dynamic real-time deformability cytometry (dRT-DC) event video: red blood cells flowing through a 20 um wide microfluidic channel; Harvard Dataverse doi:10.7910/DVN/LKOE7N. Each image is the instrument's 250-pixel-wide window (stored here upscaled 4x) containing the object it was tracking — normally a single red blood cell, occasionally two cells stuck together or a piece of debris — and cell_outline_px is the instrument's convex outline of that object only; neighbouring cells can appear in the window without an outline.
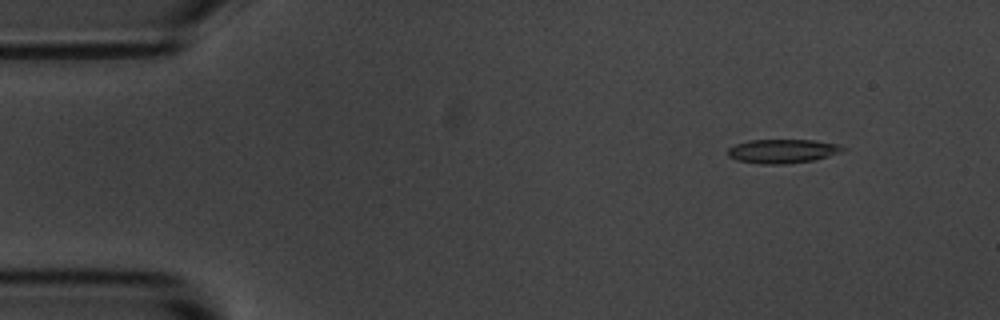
{"species": "common noctule bat (a hibernating species)", "species_latin": "Nyctalus noctula", "temperature_condition": "room temperature", "stored_images_in_passage": 54, "camera_frame_rate_fps": 3000, "um_per_image_px": 0.085, "animal": {"sex": "male", "body_mass_g": 20.1, "forearm_length_mm": 53.5}, "frame": {"image": 1, "passage_image": 6, "time_ms": 1.667, "image_size_px": [1000, 320], "cell_outline_px": [[844, 148], [840, 152], [816, 160], [784, 164], [760, 164], [736, 160], [728, 156], [728, 148], [736, 144], [748, 140], [812, 140], [840, 144]], "centroid_in_image_um": [66.49, 12.85], "position_along_channel_um": 18.5, "area_um2": 16.07}}
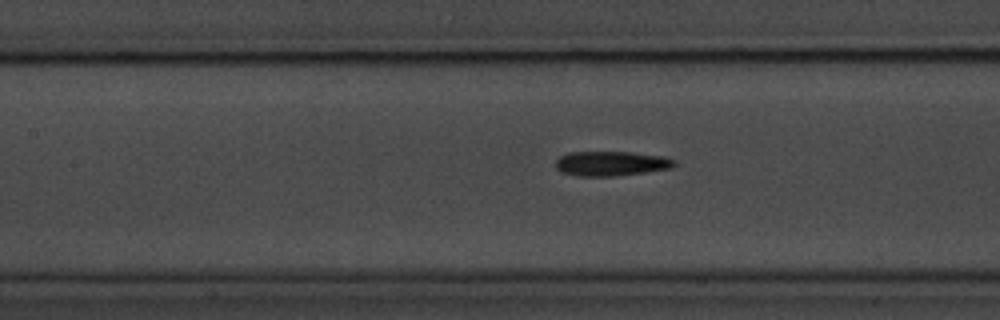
{"frame": {"image": 2, "passage_image": 24, "time_ms": 7.667, "image_size_px": [1000, 320], "cell_outline_px": [[676, 164], [672, 168], [644, 172], [612, 176], [580, 176], [560, 172], [556, 168], [556, 160], [560, 156], [568, 152], [632, 152], [664, 156], [676, 160]], "centroid_in_image_um": [51.95, 13.89], "position_along_channel_um": 155.5, "area_um2": 17.11}}
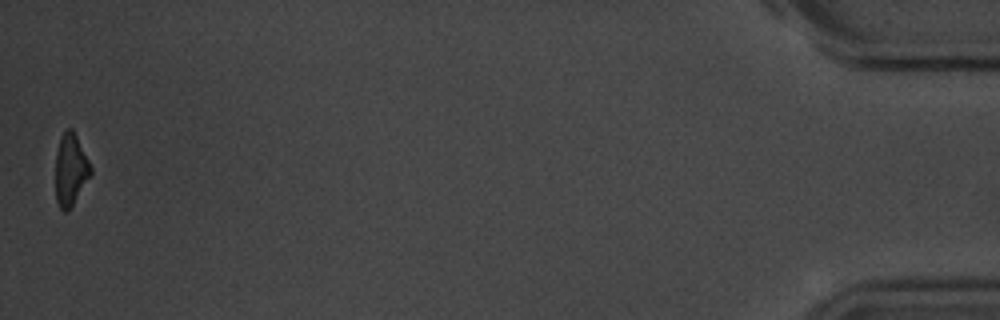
{"frame": {"image": 3, "passage_image": 54, "time_ms": 17.667, "image_size_px": [1000, 320], "cell_outline_px": [[92, 172], [68, 212], [64, 212], [60, 208], [56, 200], [56, 152], [60, 140], [64, 132], [68, 128], [72, 128], [92, 168]], "centroid_in_image_um": [5.99, 14.45], "position_along_channel_um": 429.2, "area_um2": 14.39}, "authors_computed_cell_mechanics": {"area_um2": 16.5308, "velocity_mm_per_s": 3.69, "shape_relaxation_time_tau1_ms": 3.3995, "shape_relaxation_time_tau2_ms": 2.9364, "deformation_change_tau1": 0.1411, "deformation_change_tau2": 0.1371}}